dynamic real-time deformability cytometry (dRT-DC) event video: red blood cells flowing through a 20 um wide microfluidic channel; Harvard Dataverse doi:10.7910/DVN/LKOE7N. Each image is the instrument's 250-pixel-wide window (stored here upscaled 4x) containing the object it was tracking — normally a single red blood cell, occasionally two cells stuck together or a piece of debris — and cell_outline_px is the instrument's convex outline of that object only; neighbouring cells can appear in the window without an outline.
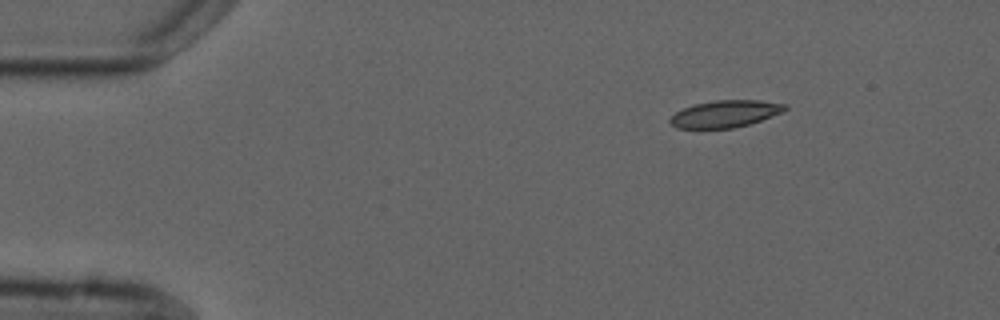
{"species": "common noctule bat (a hibernating species)", "species_latin": "Nyctalus noctula", "temperature_condition": "cold", "stored_images_in_passage": 3, "camera_frame_rate_fps": 3000, "um_per_image_px": 0.085, "animal": {"sex": "male", "forearm_length_mm": 52.5}, "frame": {"image": 1, "passage_image": 1, "time_ms": 0.0, "image_size_px": [1000, 320], "cell_outline_px": [[788, 108], [784, 112], [748, 124], [732, 128], [676, 128], [668, 120], [676, 112], [684, 108], [696, 104], [716, 100], [760, 100], [788, 104]], "centroid_in_image_um": [61.68, 9.67], "position_along_channel_um": 23.3, "area_um2": 17.98}}